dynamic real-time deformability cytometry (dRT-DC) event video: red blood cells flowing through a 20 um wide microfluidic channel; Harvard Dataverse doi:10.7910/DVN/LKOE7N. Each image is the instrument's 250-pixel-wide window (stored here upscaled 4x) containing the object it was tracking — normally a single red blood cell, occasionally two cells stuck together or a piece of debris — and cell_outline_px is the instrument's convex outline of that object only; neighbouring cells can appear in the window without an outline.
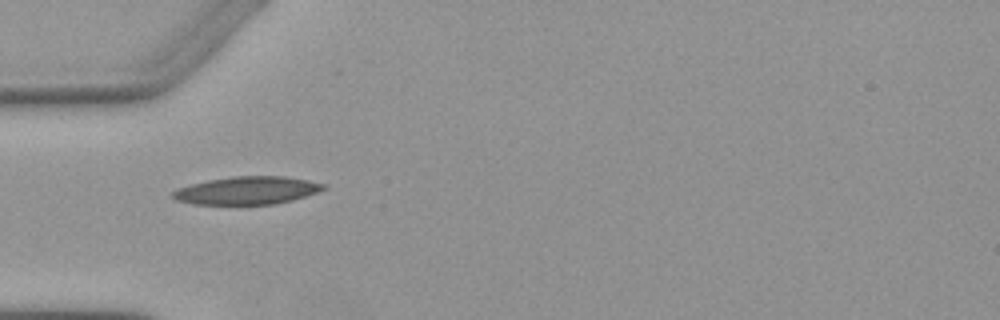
{"species": "Egyptian fruit bat (a non-hibernating species)", "species_latin": "Rousettus aegyptiacus", "temperature_condition": "warm", "stored_images_in_passage": 4, "camera_frame_rate_fps": 3000, "um_per_image_px": 0.085, "animal": {"sex": "female"}, "frame": {"image": 1, "passage_image": 1, "time_ms": 0.0, "image_size_px": [1000, 320], "cell_outline_px": [[328, 188], [292, 200], [276, 204], [192, 204], [176, 200], [168, 196], [176, 188], [208, 180], [232, 176], [284, 176], [308, 180], [328, 184]], "centroid_in_image_um": [20.99, 16.18], "position_along_channel_um": 64.0, "area_um2": 24.62}}
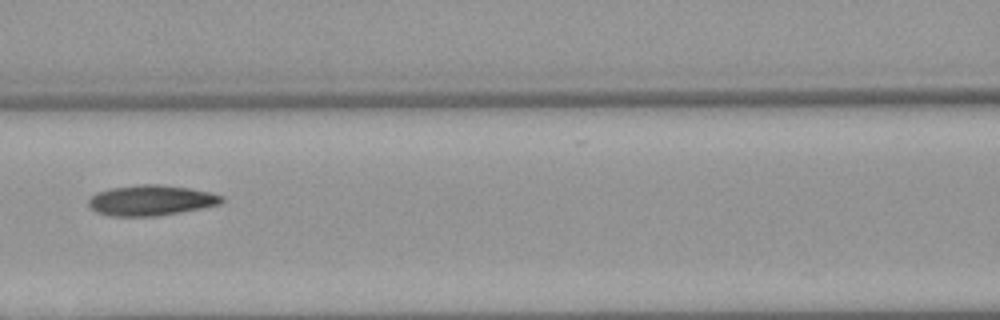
{"frame": {"image": 2, "passage_image": 3, "time_ms": 2.333, "image_size_px": [1000, 320], "cell_outline_px": [[224, 200], [220, 204], [180, 212], [156, 216], [108, 216], [96, 212], [88, 204], [88, 200], [96, 192], [108, 188], [140, 184], [156, 184], [188, 188], [208, 192], [224, 196]], "centroid_in_image_um": [12.8, 17.03], "position_along_channel_um": 153.8, "area_um2": 23.58}}
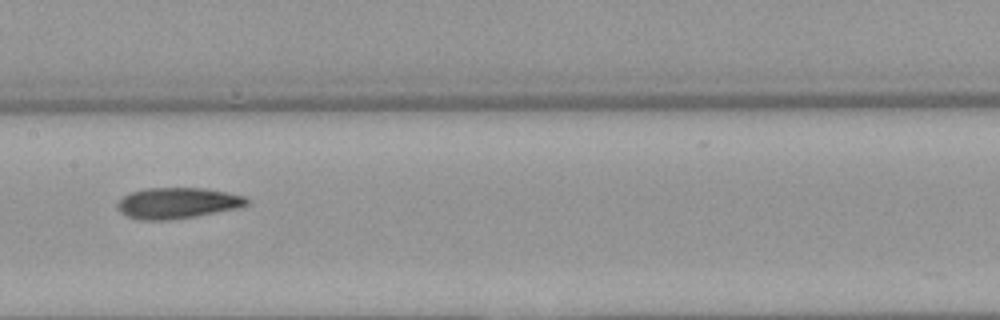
{"frame": {"image": 3, "passage_image": 4, "time_ms": 3.333, "image_size_px": [1000, 320], "cell_outline_px": [[248, 204], [240, 208], [196, 216], [168, 220], [140, 220], [128, 216], [120, 212], [116, 208], [116, 204], [124, 196], [132, 192], [144, 188], [204, 188], [244, 196], [248, 200]], "centroid_in_image_um": [15.07, 17.26], "position_along_channel_um": 192.3, "area_um2": 23.29}}